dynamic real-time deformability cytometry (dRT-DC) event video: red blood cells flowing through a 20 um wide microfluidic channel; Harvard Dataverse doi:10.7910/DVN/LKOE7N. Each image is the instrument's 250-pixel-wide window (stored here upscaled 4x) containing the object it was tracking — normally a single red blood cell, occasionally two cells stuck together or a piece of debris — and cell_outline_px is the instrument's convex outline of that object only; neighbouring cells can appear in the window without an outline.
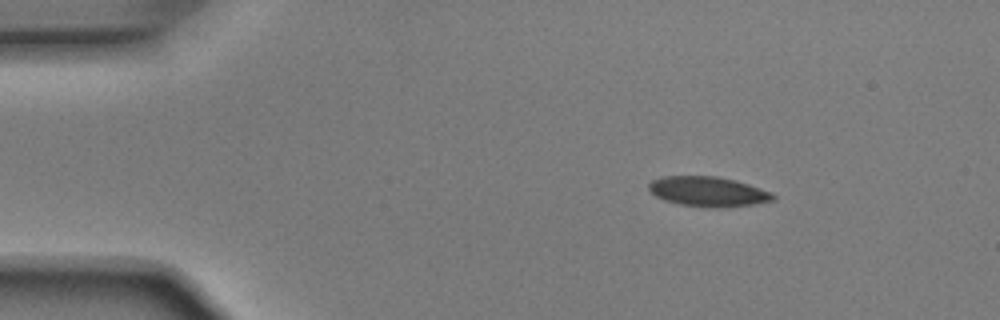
{"species": "Egyptian fruit bat (a non-hibernating species)", "species_latin": "Rousettus aegyptiacus", "temperature_condition": "room temperature", "stored_images_in_passage": 3, "camera_frame_rate_fps": 3000, "um_per_image_px": 0.085, "animal": {"sex": "male"}, "frame": {"image": 1, "passage_image": 1, "time_ms": 0.0, "image_size_px": [1000, 320], "cell_outline_px": [[776, 200], [728, 208], [704, 208], [680, 204], [664, 200], [656, 196], [648, 188], [648, 184], [652, 180], [660, 176], [716, 176], [736, 180], [772, 192], [776, 196]], "centroid_in_image_um": [60.2, 16.29], "position_along_channel_um": 24.8, "area_um2": 21.96}}